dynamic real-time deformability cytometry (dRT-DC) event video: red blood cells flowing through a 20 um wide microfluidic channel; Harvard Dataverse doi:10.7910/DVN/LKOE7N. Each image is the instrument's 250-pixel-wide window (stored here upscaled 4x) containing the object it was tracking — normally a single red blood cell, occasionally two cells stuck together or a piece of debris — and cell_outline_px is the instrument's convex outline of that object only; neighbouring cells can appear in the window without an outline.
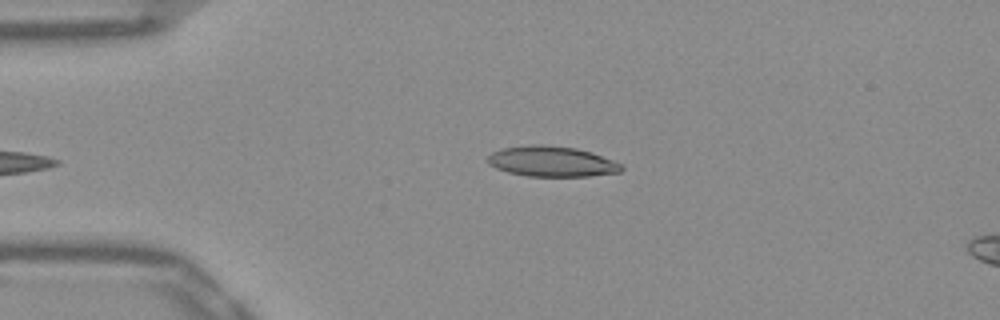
{"species": "Egyptian fruit bat (a non-hibernating species)", "species_latin": "Rousettus aegyptiacus", "temperature_condition": "warm", "stored_images_in_passage": 37, "camera_frame_rate_fps": 3000, "um_per_image_px": 0.085, "frame": {"image": 1, "passage_image": 2, "time_ms": 0.333, "image_size_px": [1000, 320], "cell_outline_px": [[624, 168], [620, 172], [588, 176], [528, 176], [508, 172], [496, 168], [488, 160], [488, 156], [492, 152], [504, 148], [528, 144], [540, 144], [576, 148], [592, 152], [624, 164]], "centroid_in_image_um": [46.95, 13.72], "position_along_channel_um": 38.0, "area_um2": 23.7}}
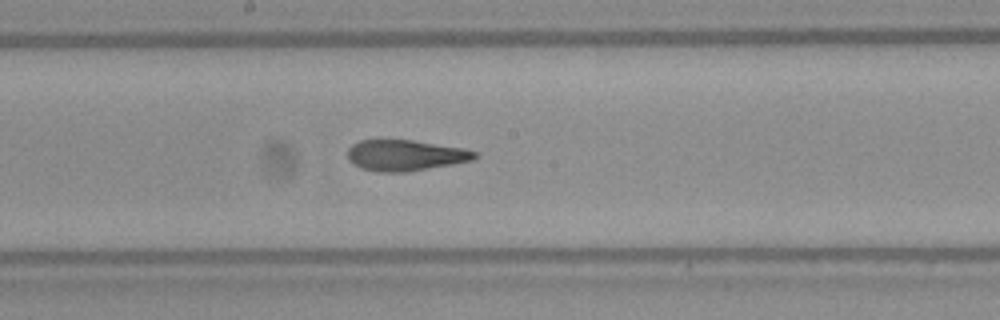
{"frame": {"image": 2, "passage_image": 18, "time_ms": 5.667, "image_size_px": [1000, 320], "cell_outline_px": [[480, 156], [472, 160], [452, 164], [404, 172], [380, 172], [360, 168], [348, 156], [348, 148], [352, 144], [360, 140], [412, 140], [464, 148], [480, 152]], "centroid_in_image_um": [34.51, 13.19], "position_along_channel_um": 213.7, "area_um2": 22.77}}
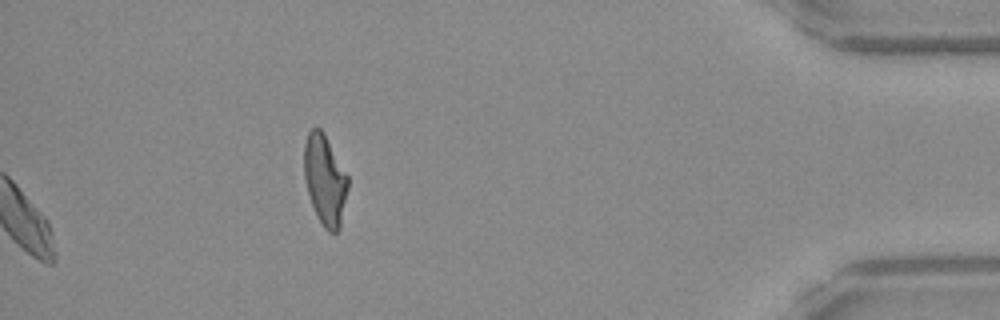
{"frame": {"image": 3, "passage_image": 37, "time_ms": 12.0, "image_size_px": [1000, 320], "cell_outline_px": [[348, 188], [340, 228], [336, 232], [328, 232], [324, 228], [316, 216], [308, 192], [304, 176], [304, 144], [308, 132], [316, 124], [324, 132], [348, 176]], "centroid_in_image_um": [27.61, 15.27], "position_along_channel_um": 407.6, "area_um2": 23.18}, "authors_computed_cell_mechanics": {"area_um2": 23.3512, "velocity_mm_per_s": 3.8873, "shape_relaxation_time_tau1_ms": null, "shape_relaxation_time_tau2_ms": 1.7162, "deformation_change_tau1": null, "deformation_change_tau2": 0.0996}}